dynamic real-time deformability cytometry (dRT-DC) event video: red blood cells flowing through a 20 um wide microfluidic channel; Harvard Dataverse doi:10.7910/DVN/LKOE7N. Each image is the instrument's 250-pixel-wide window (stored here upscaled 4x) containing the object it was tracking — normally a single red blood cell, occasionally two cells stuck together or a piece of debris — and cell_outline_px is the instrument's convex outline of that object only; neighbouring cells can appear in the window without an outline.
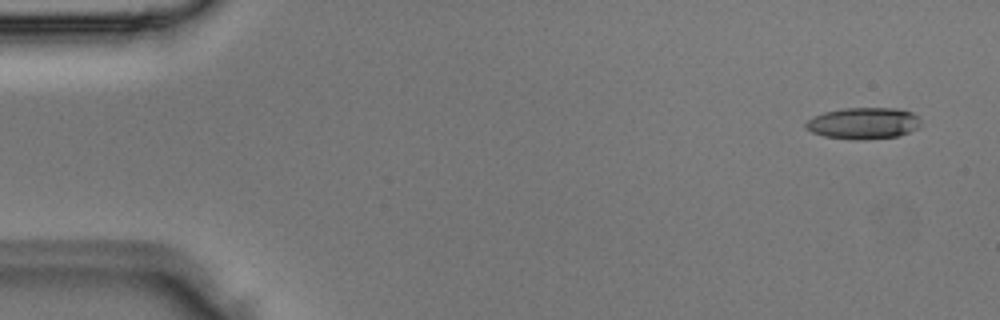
{"species": "Egyptian fruit bat (a non-hibernating species)", "species_latin": "Rousettus aegyptiacus", "temperature_condition": "room temperature", "stored_images_in_passage": 3, "camera_frame_rate_fps": 3000, "um_per_image_px": 0.085, "animal": {"sex": "male"}, "frame": {"image": 1, "passage_image": 1, "time_ms": 0.0, "image_size_px": [1000, 320], "cell_outline_px": [[920, 128], [896, 136], [824, 136], [812, 132], [804, 124], [812, 116], [824, 112], [844, 108], [900, 108], [912, 112], [920, 116]], "centroid_in_image_um": [73.45, 10.4], "position_along_channel_um": 11.6, "area_um2": 20.11}}